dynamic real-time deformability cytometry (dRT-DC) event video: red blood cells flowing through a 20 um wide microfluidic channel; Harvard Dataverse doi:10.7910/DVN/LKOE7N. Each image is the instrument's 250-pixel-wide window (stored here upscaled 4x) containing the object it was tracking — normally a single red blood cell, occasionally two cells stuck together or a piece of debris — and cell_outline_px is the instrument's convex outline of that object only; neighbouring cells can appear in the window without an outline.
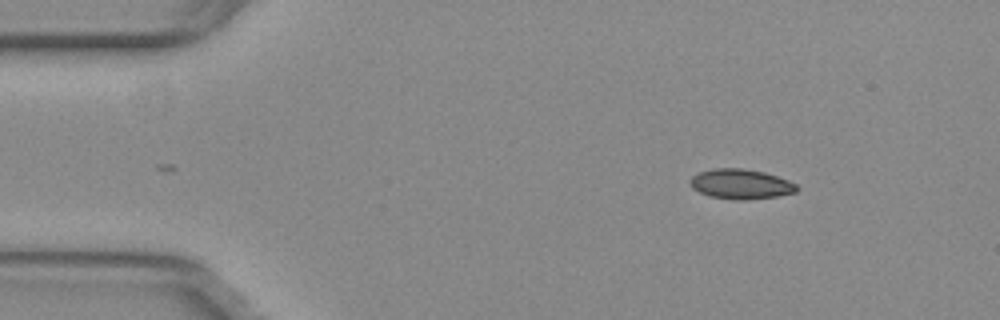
{"species": "common noctule bat (a hibernating species)", "species_latin": "Nyctalus noctula", "temperature_condition": "warm", "stored_images_in_passage": 48, "camera_frame_rate_fps": 3000, "um_per_image_px": 0.085, "animal": {"sex": "female", "body_mass_g": 29.2, "forearm_length_mm": 56.3}, "frame": {"image": 1, "passage_image": 1, "time_ms": 0.0, "image_size_px": [1000, 320], "cell_outline_px": [[800, 188], [796, 192], [780, 196], [744, 200], [732, 200], [712, 196], [700, 192], [692, 188], [688, 180], [692, 176], [700, 172], [712, 168], [744, 168], [764, 172], [788, 180], [796, 184]], "centroid_in_image_um": [62.98, 15.64], "position_along_channel_um": 22.0, "area_um2": 18.73}}
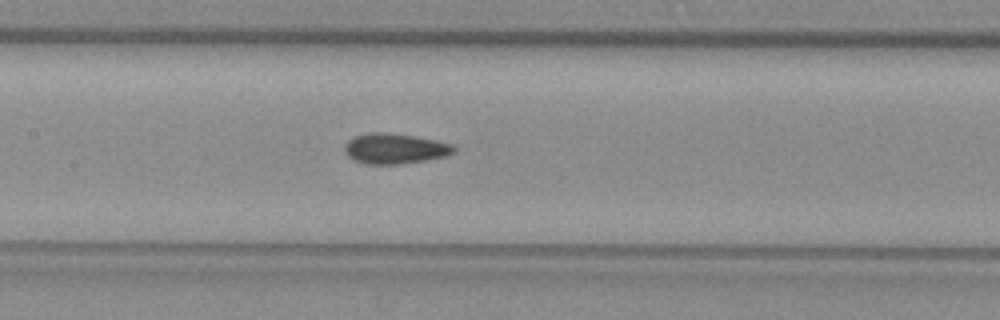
{"frame": {"image": 2, "passage_image": 19, "time_ms": 6.0, "image_size_px": [1000, 320], "cell_outline_px": [[456, 148], [452, 152], [444, 156], [424, 160], [400, 164], [364, 164], [348, 156], [344, 152], [344, 144], [352, 136], [368, 132], [384, 132], [416, 136], [436, 140], [452, 144]], "centroid_in_image_um": [33.5, 12.61], "position_along_channel_um": 173.9, "area_um2": 19.36}}
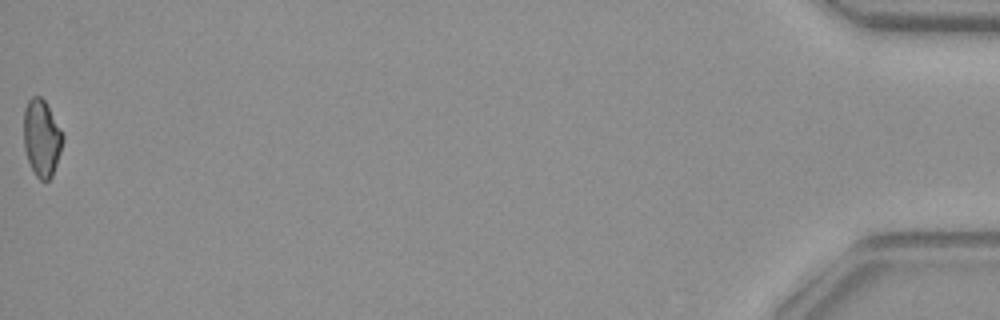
{"frame": {"image": 3, "passage_image": 48, "time_ms": 15.667, "image_size_px": [1000, 320], "cell_outline_px": [[64, 140], [52, 176], [48, 180], [40, 180], [36, 176], [28, 160], [24, 148], [24, 108], [28, 100], [32, 96], [40, 96], [44, 100], [64, 136]], "centroid_in_image_um": [3.53, 11.73], "position_along_channel_um": 431.7, "area_um2": 17.28}, "authors_computed_cell_mechanics": {"area_um2": 18.496, "velocity_mm_per_s": 3.7989, "shape_relaxation_time_tau1_ms": null, "shape_relaxation_time_tau2_ms": 4.0271, "deformation_change_tau1": null, "deformation_change_tau2": 0.0881}}